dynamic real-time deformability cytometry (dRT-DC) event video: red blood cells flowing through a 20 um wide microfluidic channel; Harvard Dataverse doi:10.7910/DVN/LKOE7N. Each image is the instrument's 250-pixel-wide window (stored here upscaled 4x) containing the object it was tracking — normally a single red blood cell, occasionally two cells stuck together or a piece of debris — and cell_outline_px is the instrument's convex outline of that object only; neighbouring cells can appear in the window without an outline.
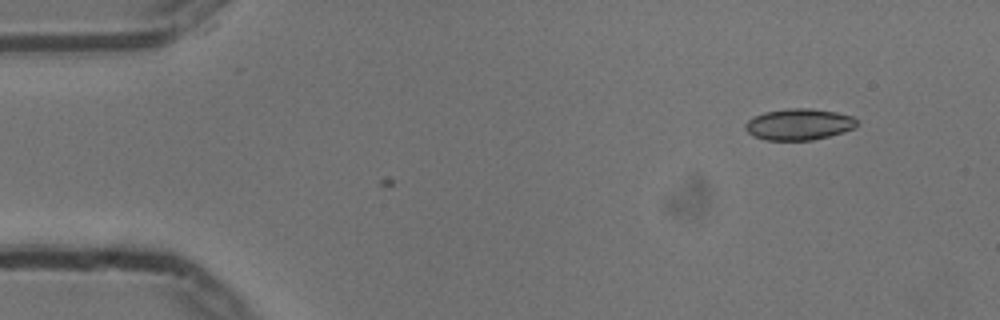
{"species": "common noctule bat (a hibernating species)", "species_latin": "Nyctalus noctula", "temperature_condition": "cold", "stored_images_in_passage": 3, "camera_frame_rate_fps": 3000, "um_per_image_px": 0.085, "animal": {"sex": "male", "body_mass_g": 13.3}, "frame": {"image": 1, "passage_image": 1, "time_ms": 0.0, "image_size_px": [1000, 320], "cell_outline_px": [[856, 128], [828, 136], [812, 140], [764, 140], [752, 136], [744, 128], [744, 124], [752, 116], [764, 112], [788, 108], [812, 108], [836, 112], [852, 116], [856, 120]], "centroid_in_image_um": [67.86, 10.56], "position_along_channel_um": 17.1, "area_um2": 20.52}}